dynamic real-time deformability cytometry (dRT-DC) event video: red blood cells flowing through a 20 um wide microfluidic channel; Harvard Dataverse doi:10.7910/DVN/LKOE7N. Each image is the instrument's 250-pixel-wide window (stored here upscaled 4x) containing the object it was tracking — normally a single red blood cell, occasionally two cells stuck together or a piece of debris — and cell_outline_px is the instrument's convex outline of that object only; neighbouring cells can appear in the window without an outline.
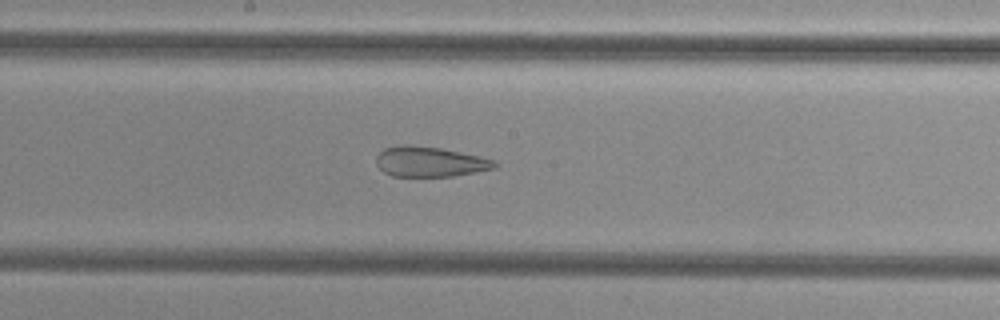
{"species": "common noctule bat (a hibernating species)", "species_latin": "Nyctalus noctula", "temperature_condition": "cold", "stored_images_in_passage": 41, "camera_frame_rate_fps": 3000, "um_per_image_px": 0.085, "animal": {"sex": "female", "body_mass_g": 29.2, "forearm_length_mm": 56.3}, "frame": {"image": 1, "passage_image": 26, "time_ms": 8.333, "image_size_px": [1000, 320], "cell_outline_px": [[496, 168], [476, 172], [452, 176], [392, 176], [384, 172], [376, 164], [376, 156], [384, 148], [396, 144], [408, 144], [440, 148], [480, 156], [496, 160]], "centroid_in_image_um": [36.52, 13.73], "position_along_channel_um": 211.7, "area_um2": 20.92}}
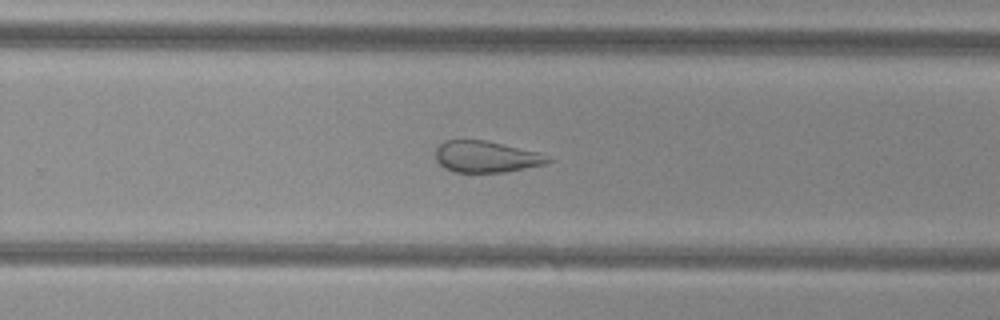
{"frame": {"image": 2, "passage_image": 32, "time_ms": 10.333, "image_size_px": [1000, 320], "cell_outline_px": [[552, 160], [544, 164], [504, 172], [456, 172], [444, 168], [436, 160], [436, 148], [444, 140], [484, 140], [536, 152]], "centroid_in_image_um": [41.24, 13.32], "position_along_channel_um": 288.6, "area_um2": 20.11}}
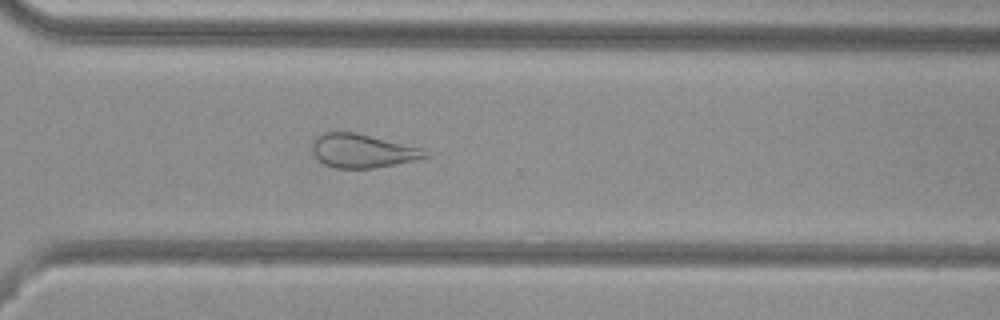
{"frame": {"image": 3, "passage_image": 36, "time_ms": 11.667, "image_size_px": [1000, 320], "cell_outline_px": [[428, 156], [396, 164], [372, 168], [336, 168], [324, 164], [312, 152], [312, 140], [316, 136], [324, 132], [356, 132], [424, 148], [428, 152]], "centroid_in_image_um": [30.79, 12.8], "position_along_channel_um": 339.8, "area_um2": 22.2}}